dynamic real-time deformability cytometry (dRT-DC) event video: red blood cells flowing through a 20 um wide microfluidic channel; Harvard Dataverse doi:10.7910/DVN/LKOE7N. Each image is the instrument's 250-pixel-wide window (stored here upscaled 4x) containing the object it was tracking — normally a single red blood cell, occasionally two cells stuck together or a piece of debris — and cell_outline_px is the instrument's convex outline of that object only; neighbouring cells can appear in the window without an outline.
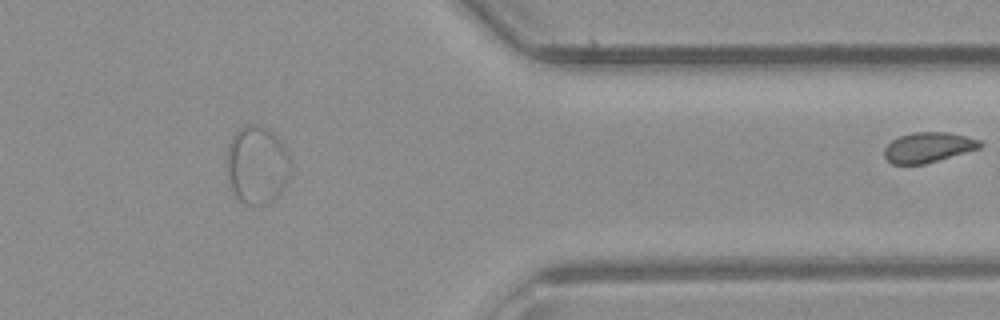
{"species": "common noctule bat (a hibernating species)", "species_latin": "Nyctalus noctula", "temperature_condition": "room temperature", "stored_images_in_passage": 22, "segment_of_instrument_passage": [2, 2], "camera_frame_rate_fps": 3000, "um_per_image_px": 0.085, "animal": {"sex": "male", "body_mass_g": 23.1, "forearm_length_mm": 52.7}, "frame": {"image": 1, "passage_image": 22, "time_ms": 7.0, "image_size_px": [1000, 320], "cell_outline_px": [[984, 144], [980, 148], [924, 164], [892, 164], [884, 156], [884, 148], [892, 140], [900, 136], [912, 132], [948, 132], [968, 136], [980, 140]], "centroid_in_image_um": [78.91, 12.51], "position_along_channel_um": 332.5, "area_um2": 16.82}}